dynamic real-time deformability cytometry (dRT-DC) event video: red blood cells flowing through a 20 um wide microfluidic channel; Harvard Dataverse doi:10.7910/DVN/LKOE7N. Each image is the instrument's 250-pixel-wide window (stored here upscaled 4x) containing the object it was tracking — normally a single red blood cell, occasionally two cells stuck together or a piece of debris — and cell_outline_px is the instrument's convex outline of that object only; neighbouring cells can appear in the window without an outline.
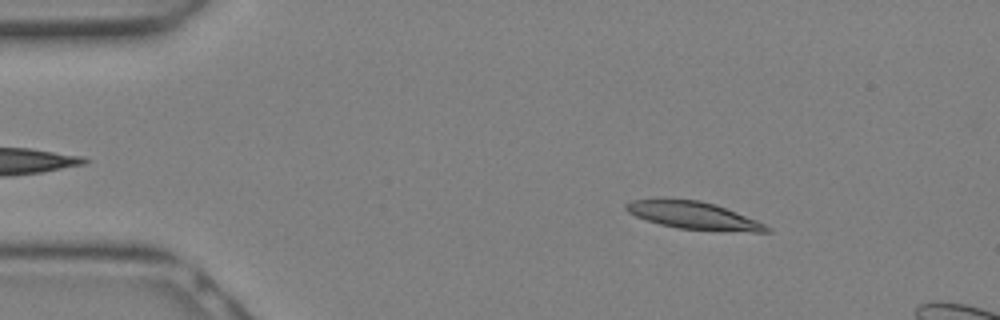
{"species": "Egyptian fruit bat (a non-hibernating species)", "species_latin": "Rousettus aegyptiacus", "temperature_condition": "warm", "stored_images_in_passage": 9, "camera_frame_rate_fps": 3000, "um_per_image_px": 0.085, "animal": {"sex": "female"}, "frame": {"image": 1, "passage_image": 4, "time_ms": 1.0, "image_size_px": [1000, 320], "cell_outline_px": [[772, 232], [752, 232], [680, 228], [660, 224], [636, 216], [628, 212], [624, 208], [624, 204], [632, 200], [660, 196], [700, 200], [716, 204], [756, 220], [772, 228]], "centroid_in_image_um": [58.89, 18.26], "position_along_channel_um": 26.1, "area_um2": 22.95}}